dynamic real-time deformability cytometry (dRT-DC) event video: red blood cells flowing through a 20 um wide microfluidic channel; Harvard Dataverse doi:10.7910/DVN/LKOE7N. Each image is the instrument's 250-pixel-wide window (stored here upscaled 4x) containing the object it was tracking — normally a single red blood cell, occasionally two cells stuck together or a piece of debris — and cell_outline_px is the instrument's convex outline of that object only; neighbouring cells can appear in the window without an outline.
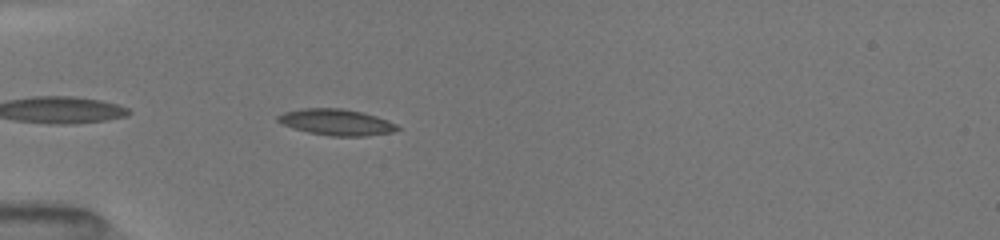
{"species": "common noctule bat (a hibernating species)", "species_latin": "Nyctalus noctula", "temperature_condition": "room temperature", "stored_images_in_passage": 7, "camera_frame_rate_fps": 3000, "um_per_image_px": 0.085, "animal": {"sex": "female", "body_mass_g": 19.5, "forearm_length_mm": 54.1}, "frame": {"image": 1, "passage_image": 4, "time_ms": 1.0, "image_size_px": [1000, 240], "cell_outline_px": [[400, 128], [392, 132], [364, 136], [332, 136], [308, 132], [292, 128], [276, 120], [276, 116], [284, 112], [304, 108], [340, 108], [360, 112], [376, 116], [396, 124]], "centroid_in_image_um": [28.56, 10.38], "position_along_channel_um": 56.4, "area_um2": 18.03}}